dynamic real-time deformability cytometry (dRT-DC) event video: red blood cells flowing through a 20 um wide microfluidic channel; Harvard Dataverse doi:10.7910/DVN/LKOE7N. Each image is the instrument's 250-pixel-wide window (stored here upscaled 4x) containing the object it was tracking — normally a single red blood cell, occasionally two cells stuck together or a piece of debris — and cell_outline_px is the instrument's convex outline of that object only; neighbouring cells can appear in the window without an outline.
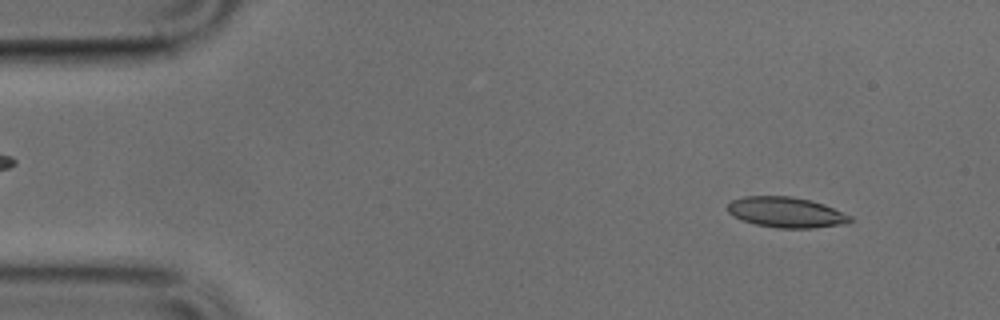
{"species": "common noctule bat (a hibernating species)", "species_latin": "Nyctalus noctula", "temperature_condition": "cold", "stored_images_in_passage": 49, "camera_frame_rate_fps": 3000, "um_per_image_px": 0.085, "animal": {"sex": "male", "body_mass_g": 17.9, "forearm_length_mm": 54.2}, "frame": {"image": 1, "passage_image": 4, "time_ms": 1.0, "image_size_px": [1000, 320], "cell_outline_px": [[852, 220], [848, 224], [812, 228], [776, 228], [756, 224], [732, 216], [728, 212], [728, 204], [732, 200], [744, 196], [792, 196], [824, 204], [852, 216]], "centroid_in_image_um": [66.84, 18.05], "position_along_channel_um": 18.2, "area_um2": 21.79}}
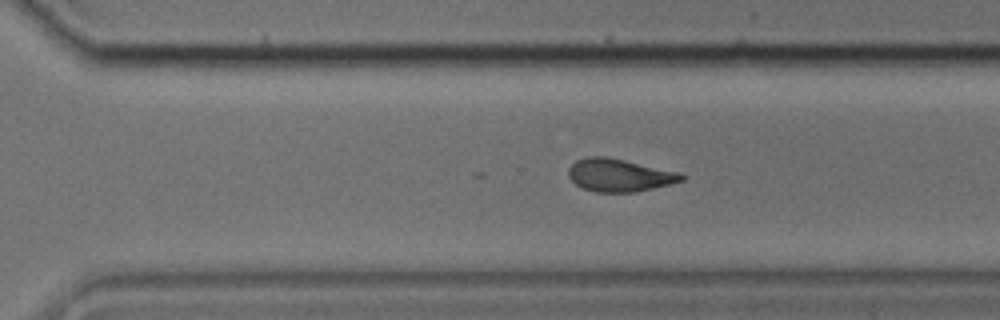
{"frame": {"image": 2, "passage_image": 33, "time_ms": 10.667, "image_size_px": [1000, 320], "cell_outline_px": [[684, 180], [672, 184], [632, 192], [596, 192], [584, 188], [576, 184], [568, 176], [568, 168], [576, 160], [588, 156], [604, 156], [624, 160], [680, 172], [684, 176]], "centroid_in_image_um": [52.64, 14.88], "position_along_channel_um": 318.0, "area_um2": 21.44}}
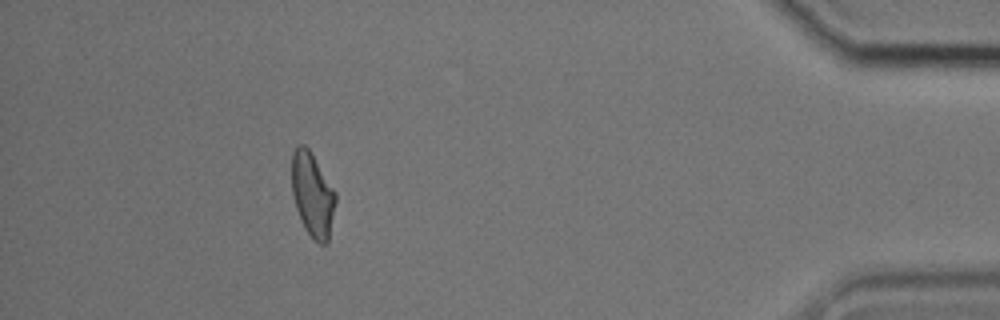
{"frame": {"image": 3, "passage_image": 44, "time_ms": 14.333, "image_size_px": [1000, 320], "cell_outline_px": [[336, 200], [328, 240], [324, 244], [320, 244], [304, 228], [300, 220], [292, 196], [292, 152], [296, 144], [304, 144], [308, 148], [336, 192]], "centroid_in_image_um": [26.54, 16.51], "position_along_channel_um": 408.7, "area_um2": 21.33}}